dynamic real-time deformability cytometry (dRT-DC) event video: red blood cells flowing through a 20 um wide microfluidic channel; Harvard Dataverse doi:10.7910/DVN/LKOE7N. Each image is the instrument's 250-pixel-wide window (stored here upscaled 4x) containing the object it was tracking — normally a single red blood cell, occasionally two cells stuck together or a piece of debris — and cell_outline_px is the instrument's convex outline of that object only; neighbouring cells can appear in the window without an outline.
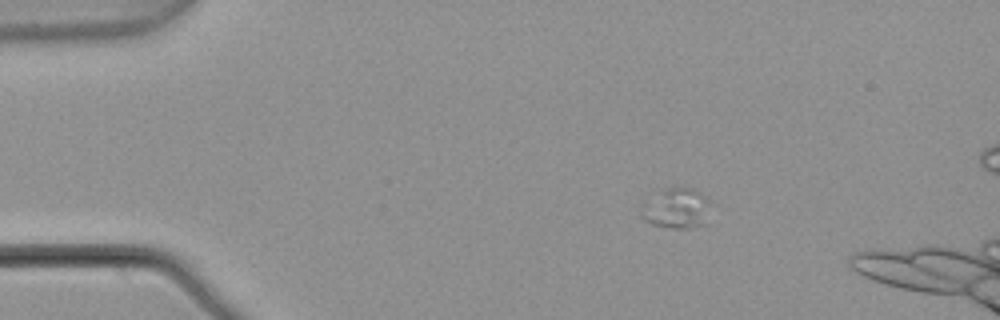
{"species": "common noctule bat (a hibernating species)", "species_latin": "Nyctalus noctula", "temperature_condition": "warm", "stored_images_in_passage": 4, "camera_frame_rate_fps": 3000, "um_per_image_px": 0.085, "animal": {"sex": "male", "body_mass_g": 21.5, "forearm_length_mm": 52.0}, "frame": {"image": 1, "passage_image": 1, "time_ms": 0.0, "image_size_px": [1000, 320], "cell_outline_px": [[704, 200], [700, 224], [692, 228], [672, 228], [652, 224], [644, 220], [640, 216], [640, 204], [668, 188], [692, 188], [700, 192], [704, 196]], "centroid_in_image_um": [57.3, 17.72], "position_along_channel_um": 27.7, "area_um2": 15.09}}